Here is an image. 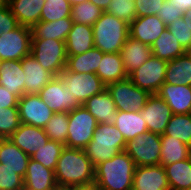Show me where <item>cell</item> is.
Here are the masks:
<instances>
[{
  "instance_id": "6da1fadb",
  "label": "cell",
  "mask_w": 191,
  "mask_h": 190,
  "mask_svg": "<svg viewBox=\"0 0 191 190\" xmlns=\"http://www.w3.org/2000/svg\"><path fill=\"white\" fill-rule=\"evenodd\" d=\"M54 172L57 184L94 187L95 167L83 149L64 147Z\"/></svg>"
},
{
  "instance_id": "7a4b0ae2",
  "label": "cell",
  "mask_w": 191,
  "mask_h": 190,
  "mask_svg": "<svg viewBox=\"0 0 191 190\" xmlns=\"http://www.w3.org/2000/svg\"><path fill=\"white\" fill-rule=\"evenodd\" d=\"M136 164L122 151L95 167L94 187L97 190H132Z\"/></svg>"
},
{
  "instance_id": "3957f363",
  "label": "cell",
  "mask_w": 191,
  "mask_h": 190,
  "mask_svg": "<svg viewBox=\"0 0 191 190\" xmlns=\"http://www.w3.org/2000/svg\"><path fill=\"white\" fill-rule=\"evenodd\" d=\"M130 24L118 17L103 12L94 23V47L103 53H120L130 35Z\"/></svg>"
},
{
  "instance_id": "277c9868",
  "label": "cell",
  "mask_w": 191,
  "mask_h": 190,
  "mask_svg": "<svg viewBox=\"0 0 191 190\" xmlns=\"http://www.w3.org/2000/svg\"><path fill=\"white\" fill-rule=\"evenodd\" d=\"M126 141L113 123H98L90 143L83 149L94 167L124 151Z\"/></svg>"
},
{
  "instance_id": "5b68a950",
  "label": "cell",
  "mask_w": 191,
  "mask_h": 190,
  "mask_svg": "<svg viewBox=\"0 0 191 190\" xmlns=\"http://www.w3.org/2000/svg\"><path fill=\"white\" fill-rule=\"evenodd\" d=\"M31 55L54 76H59L66 68L68 56L65 41L32 38Z\"/></svg>"
},
{
  "instance_id": "8992f818",
  "label": "cell",
  "mask_w": 191,
  "mask_h": 190,
  "mask_svg": "<svg viewBox=\"0 0 191 190\" xmlns=\"http://www.w3.org/2000/svg\"><path fill=\"white\" fill-rule=\"evenodd\" d=\"M68 135L65 147L84 149L92 140L97 128V120L80 105L68 112Z\"/></svg>"
},
{
  "instance_id": "52a82bcc",
  "label": "cell",
  "mask_w": 191,
  "mask_h": 190,
  "mask_svg": "<svg viewBox=\"0 0 191 190\" xmlns=\"http://www.w3.org/2000/svg\"><path fill=\"white\" fill-rule=\"evenodd\" d=\"M159 134L146 132L133 140H128L124 151L135 162L136 166L160 164L161 142Z\"/></svg>"
},
{
  "instance_id": "ba28073f",
  "label": "cell",
  "mask_w": 191,
  "mask_h": 190,
  "mask_svg": "<svg viewBox=\"0 0 191 190\" xmlns=\"http://www.w3.org/2000/svg\"><path fill=\"white\" fill-rule=\"evenodd\" d=\"M118 111H140L151 94L137 87L129 78L106 86Z\"/></svg>"
},
{
  "instance_id": "9c48e42d",
  "label": "cell",
  "mask_w": 191,
  "mask_h": 190,
  "mask_svg": "<svg viewBox=\"0 0 191 190\" xmlns=\"http://www.w3.org/2000/svg\"><path fill=\"white\" fill-rule=\"evenodd\" d=\"M59 77L69 87L70 94L73 95L80 105H83L89 98L102 93L106 89V85L96 73H76L70 72L65 68Z\"/></svg>"
},
{
  "instance_id": "30bf717a",
  "label": "cell",
  "mask_w": 191,
  "mask_h": 190,
  "mask_svg": "<svg viewBox=\"0 0 191 190\" xmlns=\"http://www.w3.org/2000/svg\"><path fill=\"white\" fill-rule=\"evenodd\" d=\"M166 68L167 61L152 54L145 63L131 72L128 78L140 89L148 91L150 94H157L164 84Z\"/></svg>"
},
{
  "instance_id": "8fae6325",
  "label": "cell",
  "mask_w": 191,
  "mask_h": 190,
  "mask_svg": "<svg viewBox=\"0 0 191 190\" xmlns=\"http://www.w3.org/2000/svg\"><path fill=\"white\" fill-rule=\"evenodd\" d=\"M31 42V28L24 25L0 34V61L23 59L31 54Z\"/></svg>"
},
{
  "instance_id": "7c38bea8",
  "label": "cell",
  "mask_w": 191,
  "mask_h": 190,
  "mask_svg": "<svg viewBox=\"0 0 191 190\" xmlns=\"http://www.w3.org/2000/svg\"><path fill=\"white\" fill-rule=\"evenodd\" d=\"M59 76H55L40 92V98L53 113L71 112L80 106Z\"/></svg>"
},
{
  "instance_id": "4fadbf2b",
  "label": "cell",
  "mask_w": 191,
  "mask_h": 190,
  "mask_svg": "<svg viewBox=\"0 0 191 190\" xmlns=\"http://www.w3.org/2000/svg\"><path fill=\"white\" fill-rule=\"evenodd\" d=\"M17 106L20 122L35 127L44 128L53 115L39 94H24Z\"/></svg>"
},
{
  "instance_id": "5bb4252c",
  "label": "cell",
  "mask_w": 191,
  "mask_h": 190,
  "mask_svg": "<svg viewBox=\"0 0 191 190\" xmlns=\"http://www.w3.org/2000/svg\"><path fill=\"white\" fill-rule=\"evenodd\" d=\"M141 118L150 132L162 135L173 113L168 104L157 94H151L146 105L140 110Z\"/></svg>"
},
{
  "instance_id": "9a60e30c",
  "label": "cell",
  "mask_w": 191,
  "mask_h": 190,
  "mask_svg": "<svg viewBox=\"0 0 191 190\" xmlns=\"http://www.w3.org/2000/svg\"><path fill=\"white\" fill-rule=\"evenodd\" d=\"M132 190H170L163 166H136Z\"/></svg>"
},
{
  "instance_id": "2e32d148",
  "label": "cell",
  "mask_w": 191,
  "mask_h": 190,
  "mask_svg": "<svg viewBox=\"0 0 191 190\" xmlns=\"http://www.w3.org/2000/svg\"><path fill=\"white\" fill-rule=\"evenodd\" d=\"M9 139L29 157L41 147L45 146L49 140L44 128L24 123L20 124L19 128Z\"/></svg>"
},
{
  "instance_id": "e0dca14e",
  "label": "cell",
  "mask_w": 191,
  "mask_h": 190,
  "mask_svg": "<svg viewBox=\"0 0 191 190\" xmlns=\"http://www.w3.org/2000/svg\"><path fill=\"white\" fill-rule=\"evenodd\" d=\"M21 65L26 80L24 94H39V92L55 77L44 69L31 55L21 59Z\"/></svg>"
},
{
  "instance_id": "ac0fdd59",
  "label": "cell",
  "mask_w": 191,
  "mask_h": 190,
  "mask_svg": "<svg viewBox=\"0 0 191 190\" xmlns=\"http://www.w3.org/2000/svg\"><path fill=\"white\" fill-rule=\"evenodd\" d=\"M130 36L151 46L167 30L166 24L157 16L136 17L130 23Z\"/></svg>"
},
{
  "instance_id": "d6986e66",
  "label": "cell",
  "mask_w": 191,
  "mask_h": 190,
  "mask_svg": "<svg viewBox=\"0 0 191 190\" xmlns=\"http://www.w3.org/2000/svg\"><path fill=\"white\" fill-rule=\"evenodd\" d=\"M157 95L171 108L173 114L191 113V86L164 83Z\"/></svg>"
},
{
  "instance_id": "ffe728a7",
  "label": "cell",
  "mask_w": 191,
  "mask_h": 190,
  "mask_svg": "<svg viewBox=\"0 0 191 190\" xmlns=\"http://www.w3.org/2000/svg\"><path fill=\"white\" fill-rule=\"evenodd\" d=\"M30 157L16 146L9 138L0 139V164L1 167L14 170L24 178Z\"/></svg>"
},
{
  "instance_id": "44dd1931",
  "label": "cell",
  "mask_w": 191,
  "mask_h": 190,
  "mask_svg": "<svg viewBox=\"0 0 191 190\" xmlns=\"http://www.w3.org/2000/svg\"><path fill=\"white\" fill-rule=\"evenodd\" d=\"M124 69L129 75L139 68L146 60L152 56L151 46L142 43L140 40L132 38L130 35L120 51Z\"/></svg>"
},
{
  "instance_id": "7402d4cb",
  "label": "cell",
  "mask_w": 191,
  "mask_h": 190,
  "mask_svg": "<svg viewBox=\"0 0 191 190\" xmlns=\"http://www.w3.org/2000/svg\"><path fill=\"white\" fill-rule=\"evenodd\" d=\"M25 80L21 60L0 61V85L9 92L21 98L25 91Z\"/></svg>"
},
{
  "instance_id": "603a6c76",
  "label": "cell",
  "mask_w": 191,
  "mask_h": 190,
  "mask_svg": "<svg viewBox=\"0 0 191 190\" xmlns=\"http://www.w3.org/2000/svg\"><path fill=\"white\" fill-rule=\"evenodd\" d=\"M57 184L55 172L30 157L24 186L31 190H52Z\"/></svg>"
},
{
  "instance_id": "cb8c5ba5",
  "label": "cell",
  "mask_w": 191,
  "mask_h": 190,
  "mask_svg": "<svg viewBox=\"0 0 191 190\" xmlns=\"http://www.w3.org/2000/svg\"><path fill=\"white\" fill-rule=\"evenodd\" d=\"M67 56L79 55L94 48L93 28L73 23L65 40Z\"/></svg>"
},
{
  "instance_id": "d4e9b609",
  "label": "cell",
  "mask_w": 191,
  "mask_h": 190,
  "mask_svg": "<svg viewBox=\"0 0 191 190\" xmlns=\"http://www.w3.org/2000/svg\"><path fill=\"white\" fill-rule=\"evenodd\" d=\"M83 106L98 123L103 124L113 123L118 111L107 89L89 98Z\"/></svg>"
},
{
  "instance_id": "484cf974",
  "label": "cell",
  "mask_w": 191,
  "mask_h": 190,
  "mask_svg": "<svg viewBox=\"0 0 191 190\" xmlns=\"http://www.w3.org/2000/svg\"><path fill=\"white\" fill-rule=\"evenodd\" d=\"M46 0H9V9L19 25L32 27L40 22L42 8Z\"/></svg>"
},
{
  "instance_id": "4316f807",
  "label": "cell",
  "mask_w": 191,
  "mask_h": 190,
  "mask_svg": "<svg viewBox=\"0 0 191 190\" xmlns=\"http://www.w3.org/2000/svg\"><path fill=\"white\" fill-rule=\"evenodd\" d=\"M96 75L107 86L128 78L120 53H103Z\"/></svg>"
},
{
  "instance_id": "83f0119b",
  "label": "cell",
  "mask_w": 191,
  "mask_h": 190,
  "mask_svg": "<svg viewBox=\"0 0 191 190\" xmlns=\"http://www.w3.org/2000/svg\"><path fill=\"white\" fill-rule=\"evenodd\" d=\"M113 124L121 132L126 142L148 132L146 122L141 118L140 111H117Z\"/></svg>"
},
{
  "instance_id": "f1b7e54d",
  "label": "cell",
  "mask_w": 191,
  "mask_h": 190,
  "mask_svg": "<svg viewBox=\"0 0 191 190\" xmlns=\"http://www.w3.org/2000/svg\"><path fill=\"white\" fill-rule=\"evenodd\" d=\"M164 83L191 86V51L167 62Z\"/></svg>"
},
{
  "instance_id": "f546056e",
  "label": "cell",
  "mask_w": 191,
  "mask_h": 190,
  "mask_svg": "<svg viewBox=\"0 0 191 190\" xmlns=\"http://www.w3.org/2000/svg\"><path fill=\"white\" fill-rule=\"evenodd\" d=\"M72 24L71 17L52 22L40 21L31 27L32 38L65 41Z\"/></svg>"
},
{
  "instance_id": "4dcf8cb0",
  "label": "cell",
  "mask_w": 191,
  "mask_h": 190,
  "mask_svg": "<svg viewBox=\"0 0 191 190\" xmlns=\"http://www.w3.org/2000/svg\"><path fill=\"white\" fill-rule=\"evenodd\" d=\"M161 153L160 165L166 166L188 159L191 156V147L166 134L160 136Z\"/></svg>"
},
{
  "instance_id": "1f68e13d",
  "label": "cell",
  "mask_w": 191,
  "mask_h": 190,
  "mask_svg": "<svg viewBox=\"0 0 191 190\" xmlns=\"http://www.w3.org/2000/svg\"><path fill=\"white\" fill-rule=\"evenodd\" d=\"M163 167L170 190L191 189V156L188 159Z\"/></svg>"
},
{
  "instance_id": "d6a6232c",
  "label": "cell",
  "mask_w": 191,
  "mask_h": 190,
  "mask_svg": "<svg viewBox=\"0 0 191 190\" xmlns=\"http://www.w3.org/2000/svg\"><path fill=\"white\" fill-rule=\"evenodd\" d=\"M102 57L103 52L94 47L83 54L68 56L66 69L76 73H96Z\"/></svg>"
},
{
  "instance_id": "836d02e7",
  "label": "cell",
  "mask_w": 191,
  "mask_h": 190,
  "mask_svg": "<svg viewBox=\"0 0 191 190\" xmlns=\"http://www.w3.org/2000/svg\"><path fill=\"white\" fill-rule=\"evenodd\" d=\"M151 50L155 57L167 62L187 52L168 29L151 45Z\"/></svg>"
},
{
  "instance_id": "e575fe53",
  "label": "cell",
  "mask_w": 191,
  "mask_h": 190,
  "mask_svg": "<svg viewBox=\"0 0 191 190\" xmlns=\"http://www.w3.org/2000/svg\"><path fill=\"white\" fill-rule=\"evenodd\" d=\"M164 134L178 139L191 147V113L173 114Z\"/></svg>"
},
{
  "instance_id": "d590c367",
  "label": "cell",
  "mask_w": 191,
  "mask_h": 190,
  "mask_svg": "<svg viewBox=\"0 0 191 190\" xmlns=\"http://www.w3.org/2000/svg\"><path fill=\"white\" fill-rule=\"evenodd\" d=\"M68 112L53 113L51 119L44 127L49 140L66 144L68 135Z\"/></svg>"
},
{
  "instance_id": "8d00e7d4",
  "label": "cell",
  "mask_w": 191,
  "mask_h": 190,
  "mask_svg": "<svg viewBox=\"0 0 191 190\" xmlns=\"http://www.w3.org/2000/svg\"><path fill=\"white\" fill-rule=\"evenodd\" d=\"M64 147L65 145L60 142L48 140L47 144L37 150L31 158L44 167L55 170Z\"/></svg>"
},
{
  "instance_id": "74e56055",
  "label": "cell",
  "mask_w": 191,
  "mask_h": 190,
  "mask_svg": "<svg viewBox=\"0 0 191 190\" xmlns=\"http://www.w3.org/2000/svg\"><path fill=\"white\" fill-rule=\"evenodd\" d=\"M103 11L92 2L87 1L71 6V19L76 24H87L93 26L100 18Z\"/></svg>"
},
{
  "instance_id": "f35d334b",
  "label": "cell",
  "mask_w": 191,
  "mask_h": 190,
  "mask_svg": "<svg viewBox=\"0 0 191 190\" xmlns=\"http://www.w3.org/2000/svg\"><path fill=\"white\" fill-rule=\"evenodd\" d=\"M71 17L69 0H46L43 5L40 21L52 22Z\"/></svg>"
},
{
  "instance_id": "ab89813d",
  "label": "cell",
  "mask_w": 191,
  "mask_h": 190,
  "mask_svg": "<svg viewBox=\"0 0 191 190\" xmlns=\"http://www.w3.org/2000/svg\"><path fill=\"white\" fill-rule=\"evenodd\" d=\"M167 29L186 51H191V20L183 15L175 22L167 25Z\"/></svg>"
},
{
  "instance_id": "60d3db41",
  "label": "cell",
  "mask_w": 191,
  "mask_h": 190,
  "mask_svg": "<svg viewBox=\"0 0 191 190\" xmlns=\"http://www.w3.org/2000/svg\"><path fill=\"white\" fill-rule=\"evenodd\" d=\"M20 124L18 107L0 109V139L9 138Z\"/></svg>"
},
{
  "instance_id": "b9f144b4",
  "label": "cell",
  "mask_w": 191,
  "mask_h": 190,
  "mask_svg": "<svg viewBox=\"0 0 191 190\" xmlns=\"http://www.w3.org/2000/svg\"><path fill=\"white\" fill-rule=\"evenodd\" d=\"M105 12L130 24L136 18L135 0H111Z\"/></svg>"
},
{
  "instance_id": "7bdbcfd3",
  "label": "cell",
  "mask_w": 191,
  "mask_h": 190,
  "mask_svg": "<svg viewBox=\"0 0 191 190\" xmlns=\"http://www.w3.org/2000/svg\"><path fill=\"white\" fill-rule=\"evenodd\" d=\"M22 186L24 178L0 164V190H19Z\"/></svg>"
},
{
  "instance_id": "ee69618b",
  "label": "cell",
  "mask_w": 191,
  "mask_h": 190,
  "mask_svg": "<svg viewBox=\"0 0 191 190\" xmlns=\"http://www.w3.org/2000/svg\"><path fill=\"white\" fill-rule=\"evenodd\" d=\"M164 0H135L136 17L157 15Z\"/></svg>"
},
{
  "instance_id": "f6af8a7d",
  "label": "cell",
  "mask_w": 191,
  "mask_h": 190,
  "mask_svg": "<svg viewBox=\"0 0 191 190\" xmlns=\"http://www.w3.org/2000/svg\"><path fill=\"white\" fill-rule=\"evenodd\" d=\"M173 5L174 4L172 0H164L161 10L157 14V16L166 24V26L175 22L184 15V12L178 8L176 9Z\"/></svg>"
},
{
  "instance_id": "bcb514c9",
  "label": "cell",
  "mask_w": 191,
  "mask_h": 190,
  "mask_svg": "<svg viewBox=\"0 0 191 190\" xmlns=\"http://www.w3.org/2000/svg\"><path fill=\"white\" fill-rule=\"evenodd\" d=\"M18 26L17 18L11 13L9 6L0 8V34L10 32Z\"/></svg>"
},
{
  "instance_id": "7dc6e473",
  "label": "cell",
  "mask_w": 191,
  "mask_h": 190,
  "mask_svg": "<svg viewBox=\"0 0 191 190\" xmlns=\"http://www.w3.org/2000/svg\"><path fill=\"white\" fill-rule=\"evenodd\" d=\"M19 97L0 85V109L18 107Z\"/></svg>"
},
{
  "instance_id": "c3c4849f",
  "label": "cell",
  "mask_w": 191,
  "mask_h": 190,
  "mask_svg": "<svg viewBox=\"0 0 191 190\" xmlns=\"http://www.w3.org/2000/svg\"><path fill=\"white\" fill-rule=\"evenodd\" d=\"M173 6L180 9L182 12H186L191 9V0H172Z\"/></svg>"
},
{
  "instance_id": "681fc988",
  "label": "cell",
  "mask_w": 191,
  "mask_h": 190,
  "mask_svg": "<svg viewBox=\"0 0 191 190\" xmlns=\"http://www.w3.org/2000/svg\"><path fill=\"white\" fill-rule=\"evenodd\" d=\"M95 6H98L103 12H105L109 6L111 0H89Z\"/></svg>"
},
{
  "instance_id": "f907efd6",
  "label": "cell",
  "mask_w": 191,
  "mask_h": 190,
  "mask_svg": "<svg viewBox=\"0 0 191 190\" xmlns=\"http://www.w3.org/2000/svg\"><path fill=\"white\" fill-rule=\"evenodd\" d=\"M78 189L79 188L75 186L56 184L52 190H78Z\"/></svg>"
},
{
  "instance_id": "816d5d0a",
  "label": "cell",
  "mask_w": 191,
  "mask_h": 190,
  "mask_svg": "<svg viewBox=\"0 0 191 190\" xmlns=\"http://www.w3.org/2000/svg\"><path fill=\"white\" fill-rule=\"evenodd\" d=\"M69 1H70L71 6H72V5H77L79 3L87 2L89 0H69Z\"/></svg>"
},
{
  "instance_id": "f5cc1de1",
  "label": "cell",
  "mask_w": 191,
  "mask_h": 190,
  "mask_svg": "<svg viewBox=\"0 0 191 190\" xmlns=\"http://www.w3.org/2000/svg\"><path fill=\"white\" fill-rule=\"evenodd\" d=\"M9 5V0H0V8L6 7Z\"/></svg>"
},
{
  "instance_id": "db71d44e",
  "label": "cell",
  "mask_w": 191,
  "mask_h": 190,
  "mask_svg": "<svg viewBox=\"0 0 191 190\" xmlns=\"http://www.w3.org/2000/svg\"><path fill=\"white\" fill-rule=\"evenodd\" d=\"M184 15L191 20V9L188 10V11H186V12L184 13Z\"/></svg>"
},
{
  "instance_id": "11a10c76",
  "label": "cell",
  "mask_w": 191,
  "mask_h": 190,
  "mask_svg": "<svg viewBox=\"0 0 191 190\" xmlns=\"http://www.w3.org/2000/svg\"><path fill=\"white\" fill-rule=\"evenodd\" d=\"M78 190H97L95 187L79 188Z\"/></svg>"
},
{
  "instance_id": "9f6ffc18",
  "label": "cell",
  "mask_w": 191,
  "mask_h": 190,
  "mask_svg": "<svg viewBox=\"0 0 191 190\" xmlns=\"http://www.w3.org/2000/svg\"><path fill=\"white\" fill-rule=\"evenodd\" d=\"M19 190H31V189H29V188H27L25 186H22Z\"/></svg>"
}]
</instances>
